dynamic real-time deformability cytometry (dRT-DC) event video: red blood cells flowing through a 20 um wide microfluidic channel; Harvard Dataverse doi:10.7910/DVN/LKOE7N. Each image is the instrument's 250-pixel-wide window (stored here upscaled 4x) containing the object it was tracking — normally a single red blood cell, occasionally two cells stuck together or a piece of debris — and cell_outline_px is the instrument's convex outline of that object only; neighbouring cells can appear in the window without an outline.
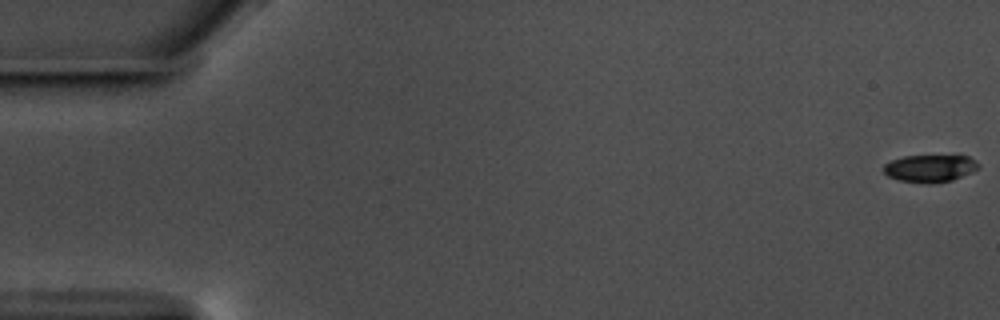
{"species": "common noctule bat (a hibernating species)", "species_latin": "Nyctalus noctula", "temperature_condition": "warm", "stored_images_in_passage": 59, "camera_frame_rate_fps": 3000, "um_per_image_px": 0.085, "animal": {"sex": "male", "body_mass_g": 17.5, "forearm_length_mm": 52.3}, "frame": {"image": 1, "passage_image": 1, "time_ms": 0.0, "image_size_px": [1000, 320], "cell_outline_px": [[980, 168], [972, 172], [952, 180], [900, 180], [888, 176], [884, 172], [884, 164], [892, 160], [904, 156], [968, 156], [976, 160], [980, 164]], "centroid_in_image_um": [79.1, 14.25], "position_along_channel_um": 5.9, "area_um2": 14.33}}
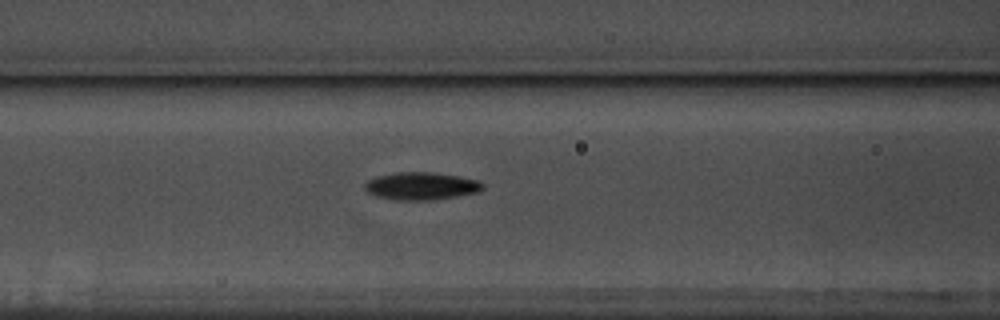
{"frame": {"image": 2, "passage_image": 25, "time_ms": 8.0, "image_size_px": [1000, 320], "cell_outline_px": [[484, 188], [480, 192], [432, 200], [392, 200], [376, 196], [368, 192], [364, 188], [364, 184], [368, 180], [376, 176], [396, 172], [432, 172], [460, 176], [480, 180], [484, 184]], "centroid_in_image_um": [35.82, 15.81], "position_along_channel_um": 130.8, "area_um2": 19.25}}
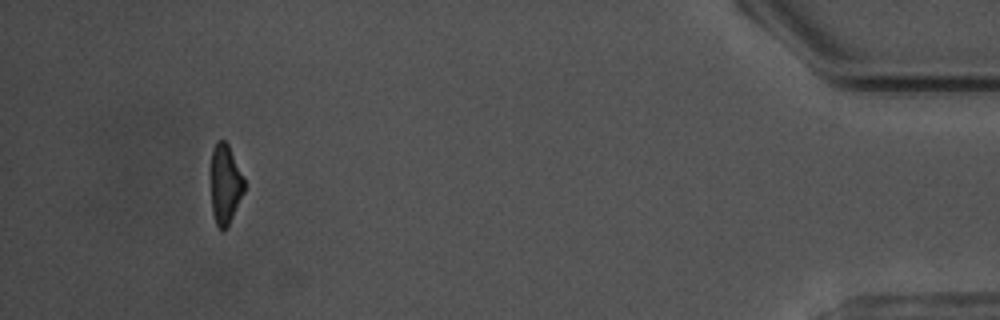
{"frame": {"image": 3, "passage_image": 55, "time_ms": 18.0, "image_size_px": [1000, 320], "cell_outline_px": [[244, 192], [228, 228], [224, 232], [220, 232], [216, 224], [212, 212], [212, 148], [216, 140], [224, 140], [228, 144], [244, 180]], "centroid_in_image_um": [19.14, 15.72], "position_along_channel_um": 416.1, "area_um2": 15.43}, "authors_computed_cell_mechanics": {"area_um2": 17.5134, "velocity_mm_per_s": 3.5545, "shape_relaxation_time_tau1_ms": 3.1561, "shape_relaxation_time_tau2_ms": 7.5565, "deformation_change_tau1": 0.1353, "deformation_change_tau2": 0.1446}}